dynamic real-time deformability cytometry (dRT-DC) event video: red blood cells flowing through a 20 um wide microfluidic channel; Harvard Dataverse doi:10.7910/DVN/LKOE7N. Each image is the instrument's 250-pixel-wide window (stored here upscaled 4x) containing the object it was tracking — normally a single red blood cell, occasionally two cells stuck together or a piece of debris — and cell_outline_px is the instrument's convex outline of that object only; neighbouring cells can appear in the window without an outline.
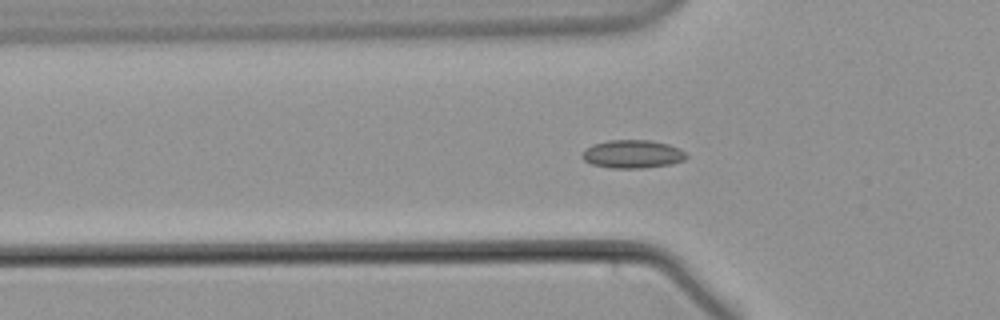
{"species": "common noctule bat (a hibernating species)", "species_latin": "Nyctalus noctula", "temperature_condition": "warm", "stored_images_in_passage": 58, "camera_frame_rate_fps": 3000, "um_per_image_px": 0.085, "animal": {"sex": "male", "body_mass_g": 21.5, "forearm_length_mm": 52.0}, "frame": {"image": 1, "passage_image": 19, "time_ms": 6.0, "image_size_px": [1000, 320], "cell_outline_px": [[688, 156], [684, 160], [672, 164], [644, 168], [608, 168], [592, 164], [584, 160], [580, 156], [592, 144], [608, 140], [652, 140], [668, 144], [680, 148]], "centroid_in_image_um": [53.78, 13.1], "position_along_channel_um": 72.0, "area_um2": 17.22}}
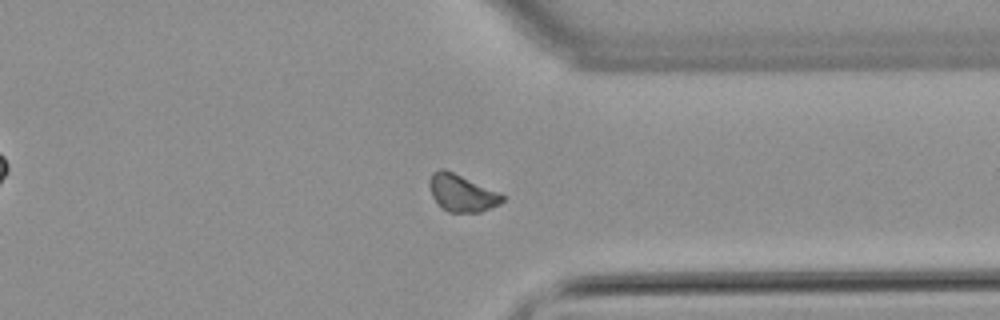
{"frame": {"image": 2, "passage_image": 44, "time_ms": 14.333, "image_size_px": [1000, 320], "cell_outline_px": [[504, 200], [500, 204], [492, 208], [480, 212], [448, 212], [432, 196], [428, 184], [432, 172], [440, 168], [444, 168], [500, 192], [504, 196]], "centroid_in_image_um": [39.27, 16.39], "position_along_channel_um": 372.1, "area_um2": 15.78}}
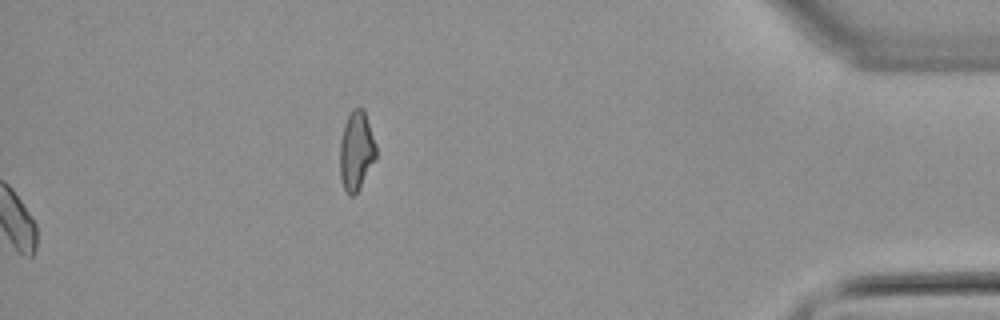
{"frame": {"image": 3, "passage_image": 58, "time_ms": 19.0, "image_size_px": [1000, 320], "cell_outline_px": [[376, 160], [360, 188], [352, 196], [348, 196], [340, 180], [340, 140], [344, 124], [352, 108], [364, 108], [376, 144]], "centroid_in_image_um": [30.29, 12.83], "position_along_channel_um": 404.9, "area_um2": 16.94}}